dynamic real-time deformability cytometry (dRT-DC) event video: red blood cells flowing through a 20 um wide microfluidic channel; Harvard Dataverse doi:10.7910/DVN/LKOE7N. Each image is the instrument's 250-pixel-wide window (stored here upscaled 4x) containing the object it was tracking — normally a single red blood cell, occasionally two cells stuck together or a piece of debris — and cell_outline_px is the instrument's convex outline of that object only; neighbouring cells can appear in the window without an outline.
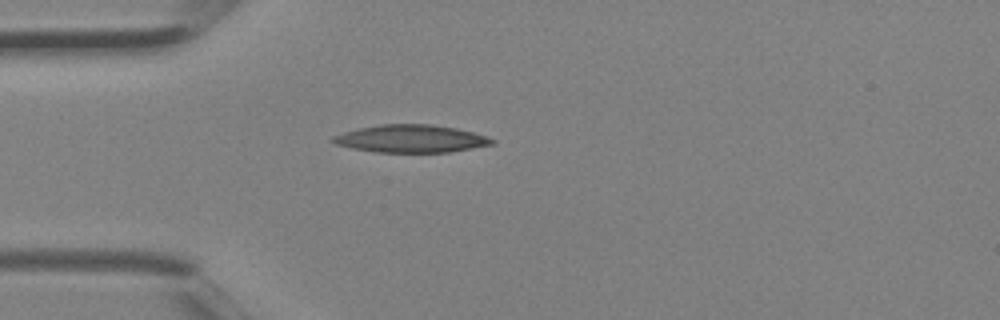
{"species": "Egyptian fruit bat (a non-hibernating species)", "species_latin": "Rousettus aegyptiacus", "temperature_condition": "room temperature", "stored_images_in_passage": 1, "camera_frame_rate_fps": 3000, "um_per_image_px": 0.085, "animal": {"sex": "female"}, "frame": {"image": 1, "passage_image": 1, "time_ms": 0.0, "image_size_px": [1000, 320], "cell_outline_px": [[496, 144], [448, 152], [376, 152], [352, 148], [336, 144], [328, 140], [332, 136], [356, 128], [380, 124], [428, 124], [456, 128], [488, 136], [496, 140]], "centroid_in_image_um": [34.92, 11.78], "position_along_channel_um": 50.1, "area_um2": 25.78}}